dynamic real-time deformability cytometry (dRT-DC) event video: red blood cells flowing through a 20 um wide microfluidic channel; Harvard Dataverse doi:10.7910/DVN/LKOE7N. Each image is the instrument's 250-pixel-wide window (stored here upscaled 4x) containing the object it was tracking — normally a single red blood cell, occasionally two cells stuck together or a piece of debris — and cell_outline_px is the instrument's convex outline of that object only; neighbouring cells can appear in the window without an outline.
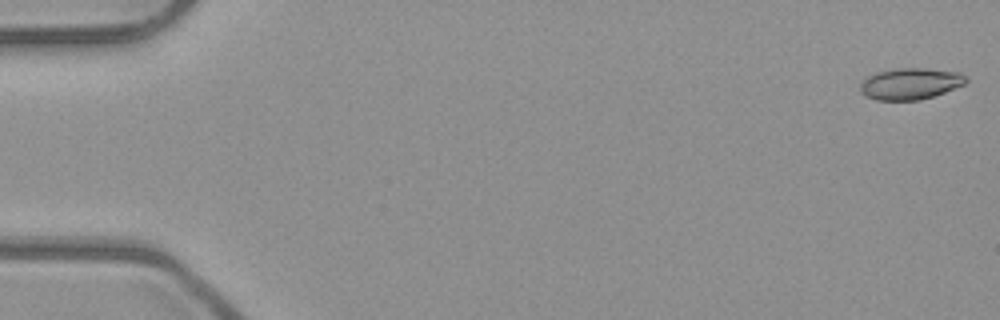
{"species": "common noctule bat (a hibernating species)", "species_latin": "Nyctalus noctula", "temperature_condition": "room temperature", "stored_images_in_passage": 6, "camera_frame_rate_fps": 3000, "um_per_image_px": 0.085, "animal": {"sex": "male", "body_mass_g": 23.1, "forearm_length_mm": 52.7}, "frame": {"image": 1, "passage_image": 1, "time_ms": 0.0, "image_size_px": [1000, 320], "cell_outline_px": [[968, 80], [964, 84], [944, 92], [920, 100], [876, 100], [860, 92], [860, 84], [864, 76], [876, 72], [900, 68], [920, 68], [960, 72], [968, 76]], "centroid_in_image_um": [77.36, 7.11], "position_along_channel_um": 7.6, "area_um2": 19.42}}